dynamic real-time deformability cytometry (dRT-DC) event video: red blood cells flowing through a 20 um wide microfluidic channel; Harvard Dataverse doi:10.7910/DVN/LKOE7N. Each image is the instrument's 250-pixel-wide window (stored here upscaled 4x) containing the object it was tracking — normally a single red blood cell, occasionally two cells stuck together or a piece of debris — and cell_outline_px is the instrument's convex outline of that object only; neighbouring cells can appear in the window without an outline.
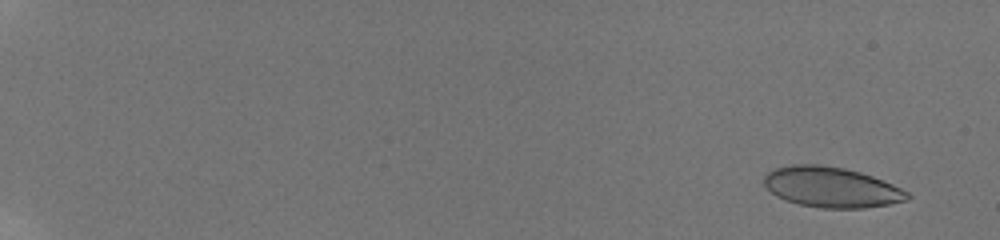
{"species": "human", "species_latin": "Homo sapiens", "temperature_condition": "room temperature", "stored_images_in_passage": 33, "camera_frame_rate_fps": 3000, "um_per_image_px": 0.085, "donor": {"sex": "male"}, "frame": {"image": 1, "passage_image": 3, "time_ms": 0.667, "image_size_px": [1000, 240], "cell_outline_px": [[912, 196], [908, 200], [888, 204], [864, 208], [820, 208], [800, 204], [776, 196], [764, 184], [764, 176], [768, 172], [776, 168], [792, 164], [820, 164], [844, 168], [860, 172], [872, 176], [892, 184], [908, 192]], "centroid_in_image_um": [70.68, 15.91], "position_along_channel_um": 14.3, "area_um2": 33.58}}
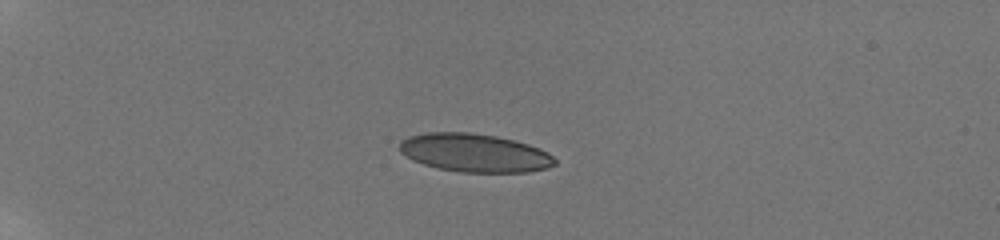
{"frame": {"image": 2, "passage_image": 20, "time_ms": 5.333, "image_size_px": [1000, 240], "cell_outline_px": [[556, 164], [548, 168], [528, 172], [460, 172], [440, 168], [424, 164], [412, 160], [400, 152], [400, 140], [408, 136], [428, 132], [468, 132], [496, 136], [528, 144], [540, 148], [548, 152], [556, 160]], "centroid_in_image_um": [40.34, 12.99], "position_along_channel_um": 44.7, "area_um2": 34.68}}
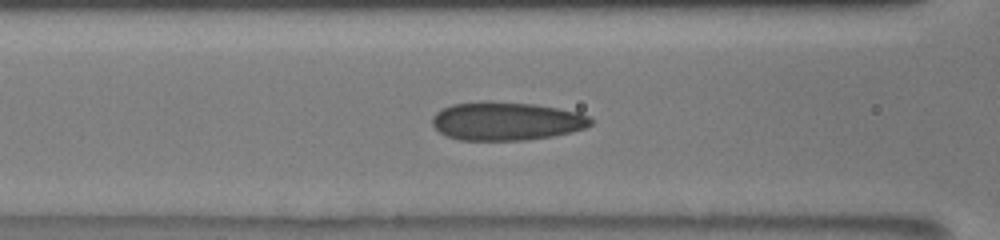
{"frame": {"image": 3, "passage_image": 32, "time_ms": 9.0, "image_size_px": [1000, 240], "cell_outline_px": [[592, 124], [584, 128], [552, 136], [524, 140], [460, 140], [448, 136], [440, 132], [432, 124], [432, 116], [440, 108], [452, 104], [480, 100], [488, 100], [536, 104], [580, 112], [588, 116], [592, 120]], "centroid_in_image_um": [43.0, 10.27], "position_along_channel_um": 123.6, "area_um2": 35.78}}